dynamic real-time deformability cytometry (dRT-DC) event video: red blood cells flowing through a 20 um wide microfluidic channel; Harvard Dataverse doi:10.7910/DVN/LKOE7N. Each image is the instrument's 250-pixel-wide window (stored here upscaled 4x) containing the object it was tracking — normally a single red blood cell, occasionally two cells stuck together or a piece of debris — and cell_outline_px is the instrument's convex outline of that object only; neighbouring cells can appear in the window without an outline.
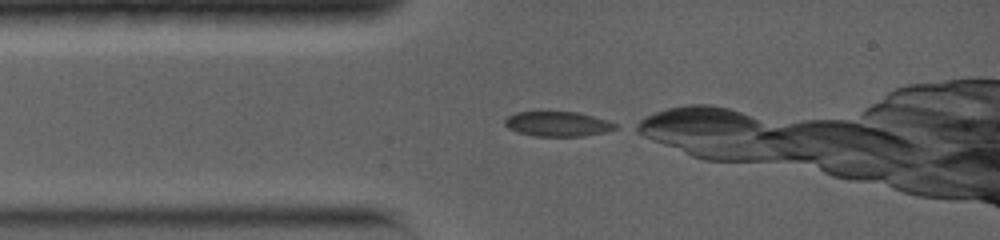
{"species": "common noctule bat (a hibernating species)", "species_latin": "Nyctalus noctula", "temperature_condition": "warm", "stored_images_in_passage": 4, "camera_frame_rate_fps": 5000, "um_per_image_px": 0.085, "animal": {"sex": "female", "body_mass_g": 19.0, "forearm_length_mm": 56.7}, "frame": {"image": 1, "passage_image": 1, "time_ms": 0.0, "image_size_px": [1000, 240], "cell_outline_px": [[616, 128], [604, 132], [584, 136], [532, 136], [516, 132], [508, 128], [504, 124], [504, 120], [508, 116], [516, 112], [576, 112], [608, 120], [616, 124]], "centroid_in_image_um": [47.36, 10.54], "position_along_channel_um": 37.6, "area_um2": 15.95}}